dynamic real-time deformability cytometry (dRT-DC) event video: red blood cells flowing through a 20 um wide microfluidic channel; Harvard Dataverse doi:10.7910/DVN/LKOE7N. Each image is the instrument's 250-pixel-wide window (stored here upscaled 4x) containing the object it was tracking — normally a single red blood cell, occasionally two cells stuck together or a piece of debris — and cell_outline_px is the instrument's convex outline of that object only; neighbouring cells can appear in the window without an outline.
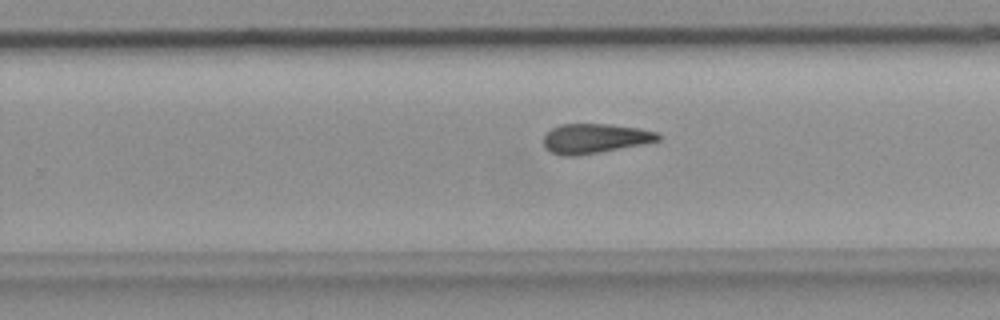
{"species": "common noctule bat (a hibernating species)", "species_latin": "Nyctalus noctula", "temperature_condition": "room temperature", "stored_images_in_passage": 30, "camera_frame_rate_fps": 3000, "um_per_image_px": 0.085, "animal": {"sex": "female", "body_mass_g": 18.4}, "frame": {"image": 1, "passage_image": 22, "time_ms": 7.0, "image_size_px": [1000, 320], "cell_outline_px": [[660, 140], [644, 144], [600, 152], [576, 156], [564, 156], [552, 152], [544, 148], [544, 136], [552, 128], [560, 124], [608, 124], [640, 128], [656, 132], [660, 136]], "centroid_in_image_um": [50.56, 11.77], "position_along_channel_um": 279.2, "area_um2": 19.77}}